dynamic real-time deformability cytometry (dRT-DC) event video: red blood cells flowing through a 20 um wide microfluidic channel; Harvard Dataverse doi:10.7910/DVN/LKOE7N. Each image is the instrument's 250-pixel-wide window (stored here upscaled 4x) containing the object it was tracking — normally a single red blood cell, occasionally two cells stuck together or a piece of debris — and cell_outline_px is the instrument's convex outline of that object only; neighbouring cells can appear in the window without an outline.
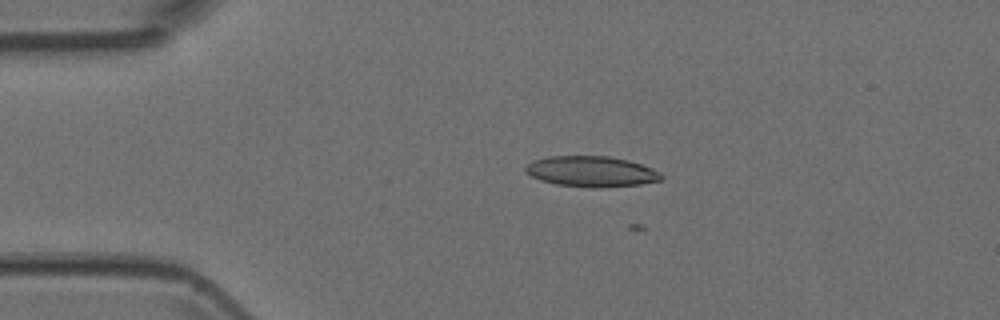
{"species": "Egyptian fruit bat (a non-hibernating species)", "species_latin": "Rousettus aegyptiacus", "temperature_condition": "room temperature", "stored_images_in_passage": 6, "camera_frame_rate_fps": 3000, "um_per_image_px": 0.085, "animal": {"sex": "female"}, "frame": {"image": 1, "passage_image": 4, "time_ms": 1.0, "image_size_px": [1000, 320], "cell_outline_px": [[664, 176], [660, 180], [640, 184], [600, 188], [596, 188], [556, 184], [540, 180], [524, 172], [524, 168], [532, 160], [548, 156], [608, 156], [628, 160], [652, 168], [660, 172]], "centroid_in_image_um": [50.24, 14.57], "position_along_channel_um": 34.8, "area_um2": 24.28}}